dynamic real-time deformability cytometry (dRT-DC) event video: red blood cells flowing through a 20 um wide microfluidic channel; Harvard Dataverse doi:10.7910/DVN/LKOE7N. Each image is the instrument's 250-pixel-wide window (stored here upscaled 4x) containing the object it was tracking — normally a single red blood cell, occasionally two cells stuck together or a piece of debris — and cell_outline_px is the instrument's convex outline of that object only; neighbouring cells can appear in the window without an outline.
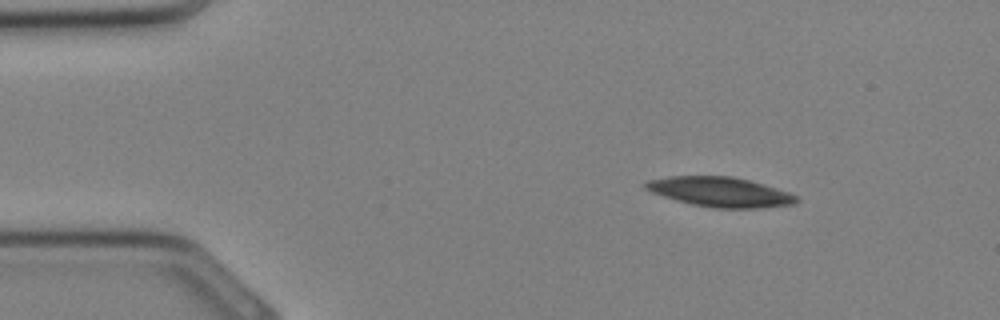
{"species": "Egyptian fruit bat (a non-hibernating species)", "species_latin": "Rousettus aegyptiacus", "temperature_condition": "cold", "stored_images_in_passage": 29, "camera_frame_rate_fps": 3000, "um_per_image_px": 0.085, "animal": {"sex": "female"}, "frame": {"image": 1, "passage_image": 1, "time_ms": 0.0, "image_size_px": [1000, 320], "cell_outline_px": [[800, 200], [796, 204], [764, 208], [712, 208], [692, 204], [676, 200], [652, 192], [644, 188], [644, 184], [648, 180], [668, 176], [732, 176], [764, 184], [800, 196]], "centroid_in_image_um": [61.27, 16.32], "position_along_channel_um": 23.7, "area_um2": 26.3}}
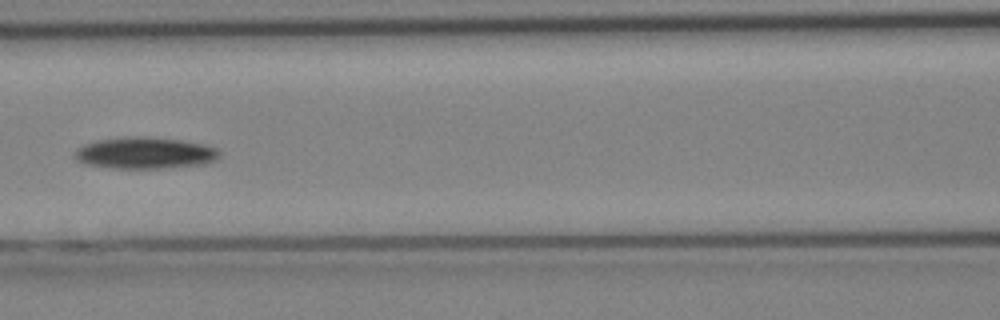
{"frame": {"image": 2, "passage_image": 11, "time_ms": 3.333, "image_size_px": [1000, 320], "cell_outline_px": [[220, 156], [216, 160], [208, 164], [160, 168], [116, 168], [84, 164], [76, 160], [72, 156], [84, 144], [96, 140], [180, 140], [204, 144], [220, 148]], "centroid_in_image_um": [12.4, 13.07], "position_along_channel_um": 154.2, "area_um2": 25.43}}
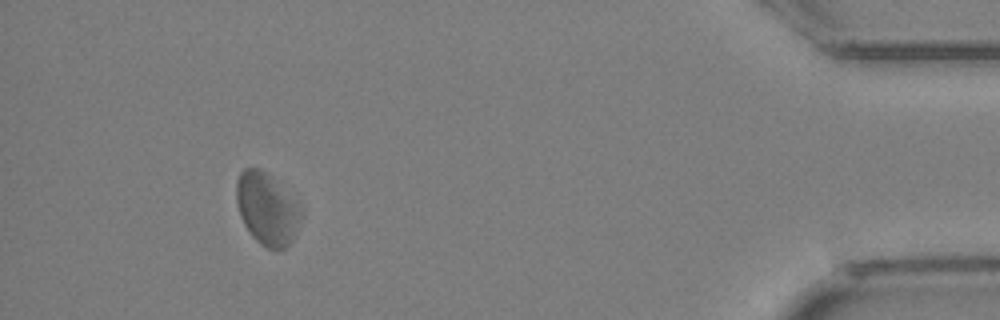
{"frame": {"image": 3, "passage_image": 27, "time_ms": 8.667, "image_size_px": [1000, 320], "cell_outline_px": [[304, 216], [292, 240], [284, 248], [268, 248], [260, 244], [252, 236], [244, 224], [240, 216], [236, 200], [236, 180], [240, 172], [244, 168], [260, 168], [268, 172], [300, 204]], "centroid_in_image_um": [22.71, 17.72], "position_along_channel_um": 412.5, "area_um2": 27.51}}